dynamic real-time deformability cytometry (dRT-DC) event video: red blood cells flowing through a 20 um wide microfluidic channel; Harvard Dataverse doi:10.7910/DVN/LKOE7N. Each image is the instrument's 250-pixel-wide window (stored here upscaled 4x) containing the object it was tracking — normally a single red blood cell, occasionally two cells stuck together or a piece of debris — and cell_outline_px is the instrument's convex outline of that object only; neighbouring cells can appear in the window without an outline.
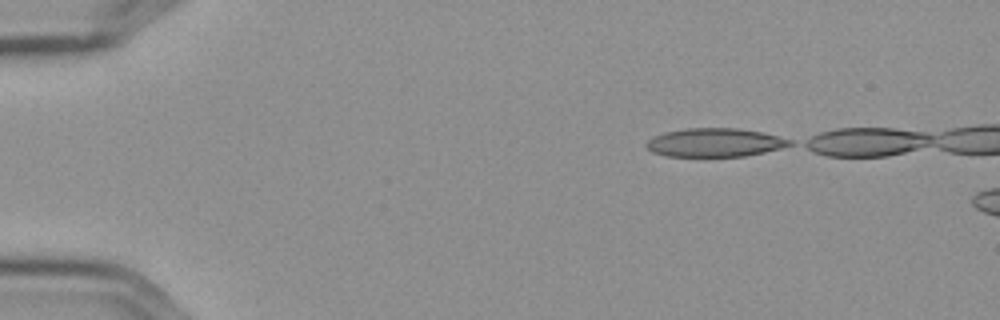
{"species": "Egyptian fruit bat (a non-hibernating species)", "species_latin": "Rousettus aegyptiacus", "temperature_condition": "cold", "stored_images_in_passage": 3, "camera_frame_rate_fps": 3000, "um_per_image_px": 0.085, "frame": {"image": 1, "passage_image": 1, "time_ms": 0.0, "image_size_px": [1000, 320], "cell_outline_px": [[792, 144], [780, 148], [764, 152], [744, 156], [664, 156], [652, 152], [644, 144], [652, 136], [664, 132], [688, 128], [736, 128], [764, 132], [792, 140]], "centroid_in_image_um": [60.73, 12.11], "position_along_channel_um": 24.3, "area_um2": 23.87}}